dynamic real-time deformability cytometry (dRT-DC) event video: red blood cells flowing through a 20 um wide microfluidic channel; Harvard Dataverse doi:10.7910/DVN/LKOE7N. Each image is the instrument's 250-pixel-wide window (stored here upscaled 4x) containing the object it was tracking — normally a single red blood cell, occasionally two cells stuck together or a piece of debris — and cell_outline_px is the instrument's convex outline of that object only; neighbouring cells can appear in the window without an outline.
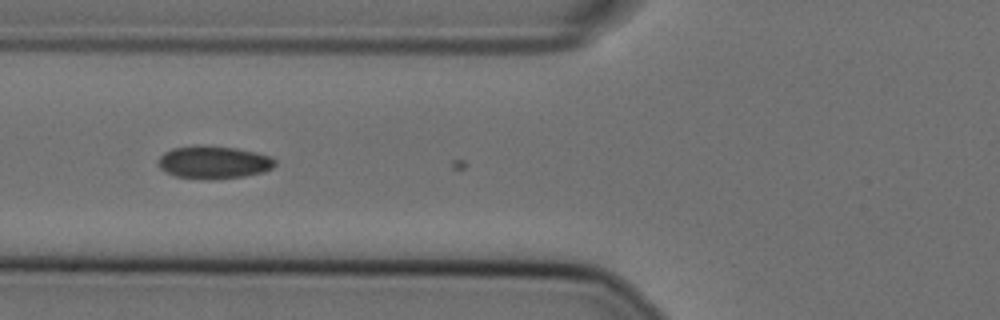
{"species": "Egyptian fruit bat (a non-hibernating species)", "species_latin": "Rousettus aegyptiacus", "temperature_condition": "cold", "stored_images_in_passage": 7, "camera_frame_rate_fps": 3000, "um_per_image_px": 0.085, "animal": {"sex": "female"}, "frame": {"image": 1, "passage_image": 6, "time_ms": 1.667, "image_size_px": [1000, 320], "cell_outline_px": [[276, 164], [272, 168], [264, 172], [244, 176], [212, 180], [176, 176], [160, 168], [156, 164], [156, 160], [164, 152], [172, 148], [196, 144], [204, 144], [236, 148], [256, 152], [272, 156], [276, 160]], "centroid_in_image_um": [18.16, 13.77], "position_along_channel_um": 107.6, "area_um2": 22.77}}